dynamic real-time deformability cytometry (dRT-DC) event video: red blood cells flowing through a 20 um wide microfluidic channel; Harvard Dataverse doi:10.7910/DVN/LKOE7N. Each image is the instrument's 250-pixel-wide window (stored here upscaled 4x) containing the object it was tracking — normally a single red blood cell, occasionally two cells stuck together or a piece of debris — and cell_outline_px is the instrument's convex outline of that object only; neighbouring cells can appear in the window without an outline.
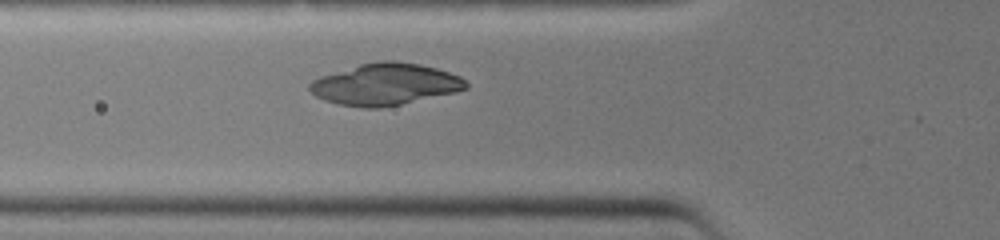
{"species": "common noctule bat (a hibernating species)", "species_latin": "Nyctalus noctula", "temperature_condition": "warm", "stored_images_in_passage": 10, "segment_of_instrument_passage": [2, 2], "camera_frame_rate_fps": 3000, "um_per_image_px": 0.085, "animal": {"sex": "female", "body_mass_g": 19.0, "forearm_length_mm": 51.5}, "frame": {"image": 1, "passage_image": 8, "time_ms": 2.333, "image_size_px": [1000, 240], "cell_outline_px": [[168, 200], [160, 204], [72, 216], [20, 204], [12, 200], [16, 196], [168, 196]], "centroid_in_image_um": [7.47, 17.28], "position_along_channel_um": 118.3, "area_um2": 14.8}}